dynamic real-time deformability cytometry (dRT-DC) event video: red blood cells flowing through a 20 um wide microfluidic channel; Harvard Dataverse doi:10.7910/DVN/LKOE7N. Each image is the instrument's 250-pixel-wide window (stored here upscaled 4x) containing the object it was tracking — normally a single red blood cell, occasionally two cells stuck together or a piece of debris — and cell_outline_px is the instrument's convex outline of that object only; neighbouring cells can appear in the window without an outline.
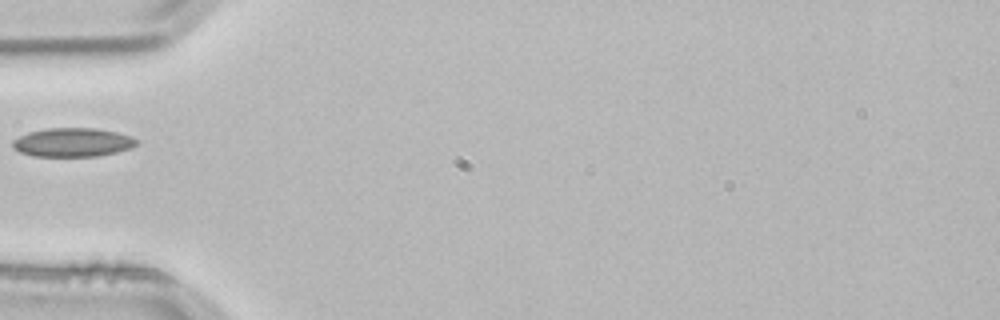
{"species": "common noctule bat (a hibernating species)", "species_latin": "Nyctalus noctula", "temperature_condition": "room temperature", "stored_images_in_passage": 1, "camera_frame_rate_fps": 3000, "um_per_image_px": 0.085, "animal": {"sex": "male", "body_mass_g": 21.5, "forearm_length_mm": 52.0}, "frame": {"image": 1, "passage_image": 1, "time_ms": 0.0, "image_size_px": [1000, 320], "cell_outline_px": [[140, 144], [132, 148], [116, 152], [96, 156], [32, 156], [20, 152], [12, 148], [12, 140], [28, 132], [44, 128], [96, 128], [116, 132], [132, 136], [140, 140]], "centroid_in_image_um": [6.2, 12.09], "position_along_channel_um": 78.8, "area_um2": 21.1}}